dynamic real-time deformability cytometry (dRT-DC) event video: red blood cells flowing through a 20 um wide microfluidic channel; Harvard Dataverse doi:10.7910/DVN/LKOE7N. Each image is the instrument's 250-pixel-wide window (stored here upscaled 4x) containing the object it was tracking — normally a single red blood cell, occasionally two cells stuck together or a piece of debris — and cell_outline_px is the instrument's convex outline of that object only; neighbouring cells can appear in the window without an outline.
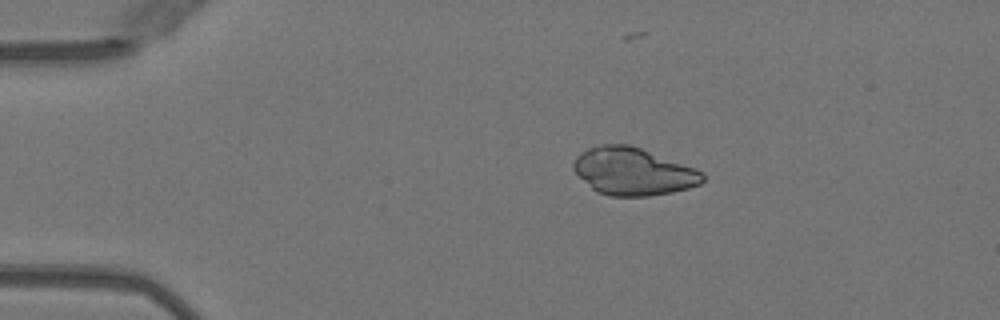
{"species": "Egyptian fruit bat (a non-hibernating species)", "species_latin": "Rousettus aegyptiacus", "temperature_condition": "warm", "stored_images_in_passage": 33, "camera_frame_rate_fps": 3000, "um_per_image_px": 0.085, "animal": {"sex": "female"}, "frame": {"image": 1, "passage_image": 5, "time_ms": 1.333, "image_size_px": [1000, 320], "cell_outline_px": [[704, 180], [700, 184], [688, 188], [672, 192], [648, 196], [608, 196], [596, 192], [572, 168], [572, 164], [576, 156], [588, 148], [604, 144], [628, 144], [640, 148], [696, 168], [704, 172]], "centroid_in_image_um": [53.82, 14.58], "position_along_channel_um": 31.2, "area_um2": 35.6}}